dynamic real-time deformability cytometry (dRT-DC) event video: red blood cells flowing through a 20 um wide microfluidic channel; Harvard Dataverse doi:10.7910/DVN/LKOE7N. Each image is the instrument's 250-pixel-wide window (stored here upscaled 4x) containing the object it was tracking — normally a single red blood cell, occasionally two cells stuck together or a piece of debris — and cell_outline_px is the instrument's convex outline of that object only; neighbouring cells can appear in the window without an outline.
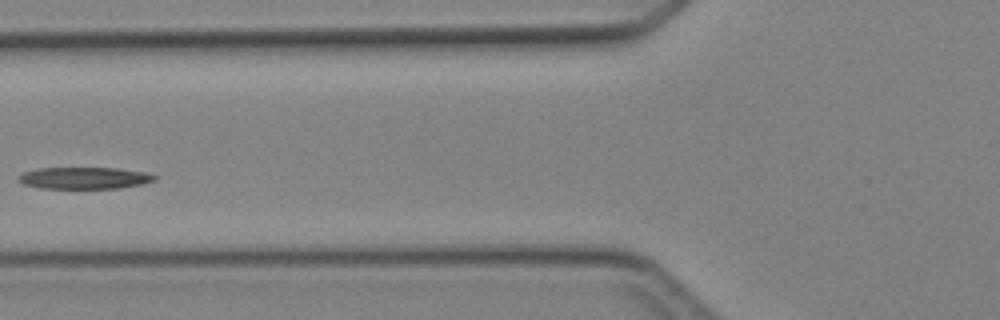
{"species": "Egyptian fruit bat (a non-hibernating species)", "species_latin": "Rousettus aegyptiacus", "temperature_condition": "cold", "stored_images_in_passage": 4, "camera_frame_rate_fps": 3000, "um_per_image_px": 0.085, "animal": {"sex": "female"}, "frame": {"image": 1, "passage_image": 4, "time_ms": 3.333, "image_size_px": [1000, 320], "cell_outline_px": [[156, 180], [144, 184], [120, 188], [40, 188], [24, 184], [16, 180], [16, 176], [24, 172], [36, 168], [116, 168], [144, 172], [156, 176]], "centroid_in_image_um": [7.14, 15.13], "position_along_channel_um": 118.7, "area_um2": 17.34}}